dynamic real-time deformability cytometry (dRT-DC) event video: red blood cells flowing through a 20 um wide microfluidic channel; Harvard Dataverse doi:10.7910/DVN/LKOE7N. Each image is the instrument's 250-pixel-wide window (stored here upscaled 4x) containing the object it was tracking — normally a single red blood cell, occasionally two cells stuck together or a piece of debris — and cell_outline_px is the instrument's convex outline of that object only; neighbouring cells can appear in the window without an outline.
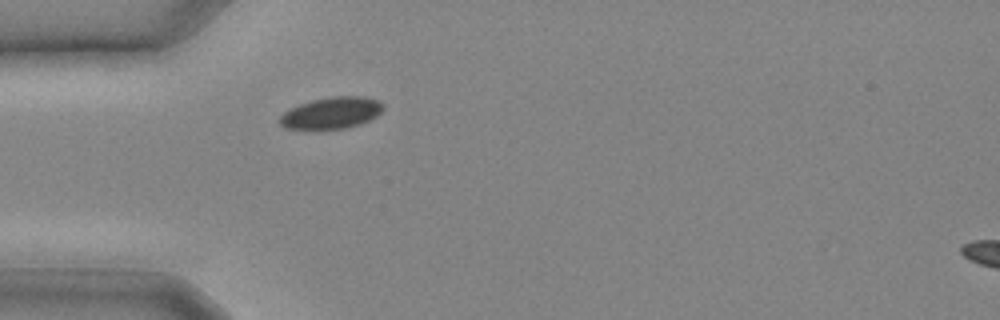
{"species": "common noctule bat (a hibernating species)", "species_latin": "Nyctalus noctula", "temperature_condition": "cold", "stored_images_in_passage": 3, "camera_frame_rate_fps": 3000, "um_per_image_px": 0.085, "animal": {"sex": "male", "body_mass_g": 20.4}, "frame": {"image": 1, "passage_image": 1, "time_ms": 0.0, "image_size_px": [1000, 320], "cell_outline_px": [[384, 108], [376, 116], [360, 124], [344, 128], [320, 132], [312, 132], [284, 128], [280, 124], [280, 116], [284, 112], [300, 104], [312, 100], [332, 96], [364, 96], [380, 100], [384, 104]], "centroid_in_image_um": [28.15, 9.64], "position_along_channel_um": 56.9, "area_um2": 19.77}}
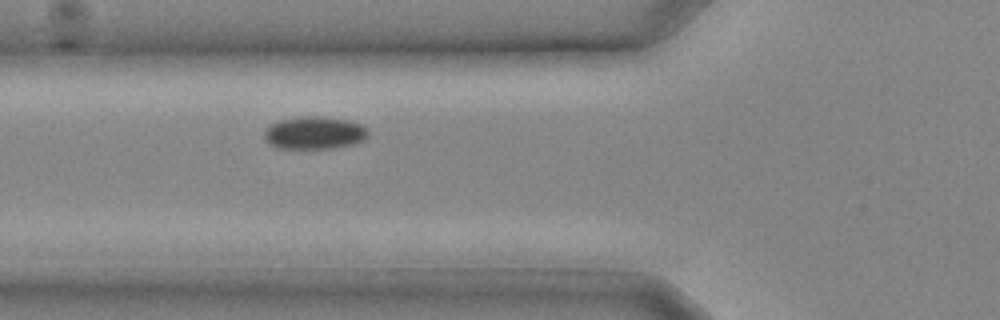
{"frame": {"image": 2, "passage_image": 3, "time_ms": 0.667, "image_size_px": [1000, 320], "cell_outline_px": [[368, 136], [364, 140], [352, 144], [332, 148], [276, 148], [264, 136], [264, 132], [272, 124], [280, 120], [304, 116], [320, 116], [344, 120], [360, 124], [368, 128]], "centroid_in_image_um": [26.76, 11.29], "position_along_channel_um": 99.0, "area_um2": 19.42}}